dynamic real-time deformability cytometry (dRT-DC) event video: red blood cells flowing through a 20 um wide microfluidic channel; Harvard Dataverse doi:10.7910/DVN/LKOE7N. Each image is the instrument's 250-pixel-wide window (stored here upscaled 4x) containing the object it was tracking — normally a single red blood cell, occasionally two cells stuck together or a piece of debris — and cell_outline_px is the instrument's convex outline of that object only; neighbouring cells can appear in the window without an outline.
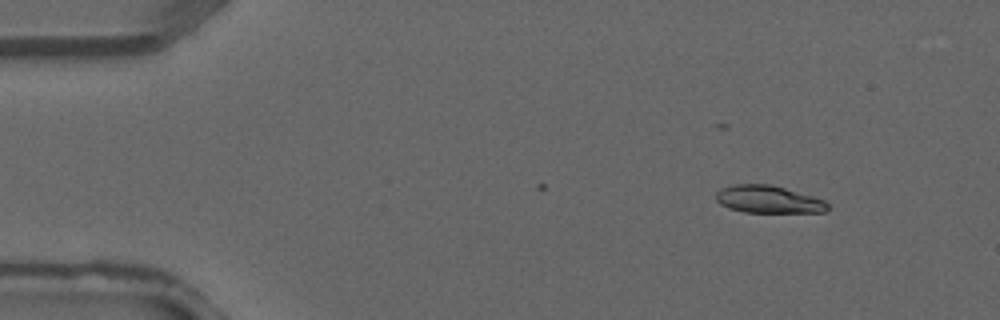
{"species": "common noctule bat (a hibernating species)", "species_latin": "Nyctalus noctula", "temperature_condition": "warm", "stored_images_in_passage": 3, "camera_frame_rate_fps": 3000, "um_per_image_px": 0.085, "animal": {"sex": "male", "forearm_length_mm": 52.5}, "frame": {"image": 1, "passage_image": 1, "time_ms": 0.0, "image_size_px": [1000, 320], "cell_outline_px": [[828, 212], [744, 212], [728, 208], [720, 204], [716, 200], [716, 192], [720, 188], [736, 184], [772, 184], [812, 196], [824, 200], [828, 204]], "centroid_in_image_um": [65.29, 16.94], "position_along_channel_um": 19.7, "area_um2": 17.92}}
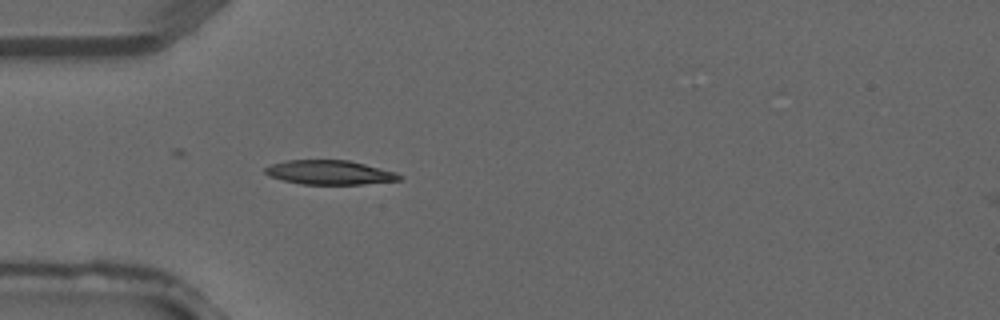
{"frame": {"image": 2, "passage_image": 3, "time_ms": 0.667, "image_size_px": [1000, 320], "cell_outline_px": [[404, 176], [400, 180], [364, 184], [300, 184], [268, 176], [264, 172], [264, 168], [272, 164], [288, 160], [348, 160], [396, 172]], "centroid_in_image_um": [28.02, 14.66], "position_along_channel_um": 57.0, "area_um2": 18.9}}